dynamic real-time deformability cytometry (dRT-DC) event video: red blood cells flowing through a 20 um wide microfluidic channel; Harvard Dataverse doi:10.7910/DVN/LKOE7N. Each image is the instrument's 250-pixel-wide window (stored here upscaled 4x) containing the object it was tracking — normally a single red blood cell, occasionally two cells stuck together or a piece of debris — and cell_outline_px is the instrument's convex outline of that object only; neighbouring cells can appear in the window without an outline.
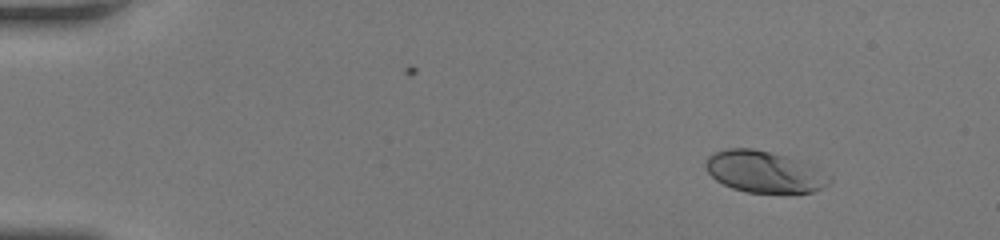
{"species": "human", "species_latin": "Homo sapiens", "temperature_condition": "room temperature", "stored_images_in_passage": 44, "camera_frame_rate_fps": 3000, "um_per_image_px": 0.085, "donor": {"sex": "female"}, "frame": {"image": 1, "passage_image": 1, "time_ms": 0.0, "image_size_px": [1000, 240], "cell_outline_px": [[832, 180], [828, 184], [812, 192], [748, 192], [732, 188], [716, 180], [708, 172], [704, 164], [708, 156], [716, 152], [728, 148], [752, 148], [784, 156], [832, 176]], "centroid_in_image_um": [64.9, 14.61], "position_along_channel_um": 20.1, "area_um2": 29.13}}
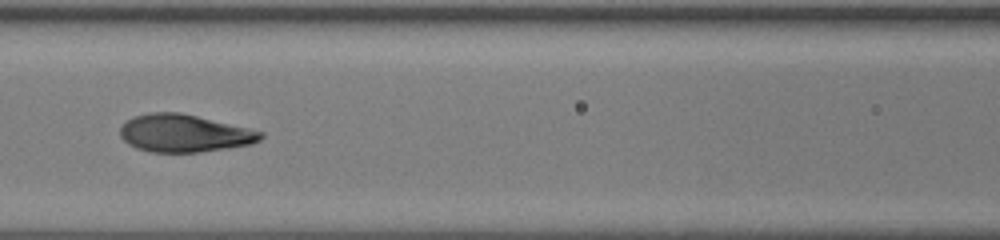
{"frame": {"image": 2, "passage_image": 19, "time_ms": 6.0, "image_size_px": [1000, 240], "cell_outline_px": [[264, 136], [260, 140], [252, 144], [200, 152], [148, 152], [136, 148], [128, 144], [120, 136], [120, 128], [132, 116], [148, 112], [180, 112], [248, 128], [264, 132]], "centroid_in_image_um": [15.64, 11.33], "position_along_channel_um": 151.0, "area_um2": 30.81}}
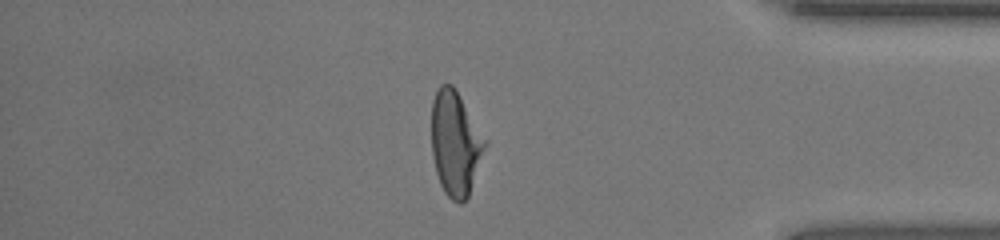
{"frame": {"image": 3, "passage_image": 38, "time_ms": 12.333, "image_size_px": [1000, 240], "cell_outline_px": [[488, 144], [468, 196], [460, 204], [452, 200], [444, 192], [440, 184], [436, 172], [432, 156], [432, 100], [440, 84], [452, 84], [456, 88], [488, 140]], "centroid_in_image_um": [38.73, 12.16], "position_along_channel_um": 396.5, "area_um2": 33.0}}